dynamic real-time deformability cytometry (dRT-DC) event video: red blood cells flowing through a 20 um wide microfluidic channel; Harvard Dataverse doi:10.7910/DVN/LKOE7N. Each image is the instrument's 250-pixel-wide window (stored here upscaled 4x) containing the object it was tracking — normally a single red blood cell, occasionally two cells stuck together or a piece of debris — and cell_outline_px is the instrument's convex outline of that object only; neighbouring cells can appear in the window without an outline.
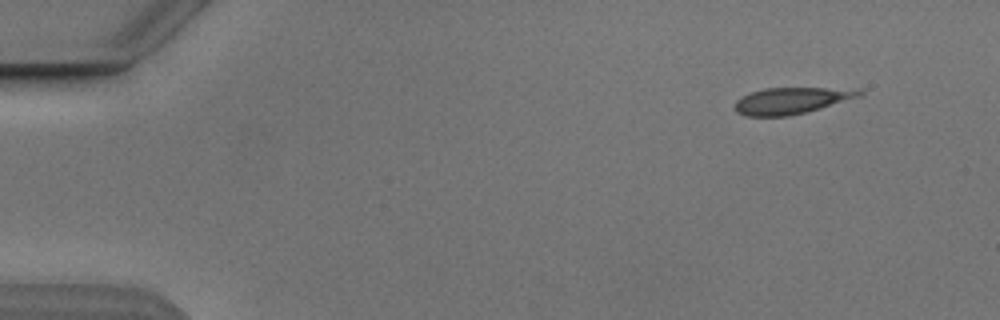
{"species": "Egyptian fruit bat (a non-hibernating species)", "species_latin": "Rousettus aegyptiacus", "temperature_condition": "cold", "stored_images_in_passage": 5, "camera_frame_rate_fps": 3000, "um_per_image_px": 0.085, "animal": {"sex": "male"}, "frame": {"image": 1, "passage_image": 1, "time_ms": 0.0, "image_size_px": [1000, 320], "cell_outline_px": [[864, 96], [808, 112], [788, 116], [744, 116], [736, 112], [732, 108], [736, 100], [752, 92], [764, 88], [860, 88], [864, 92]], "centroid_in_image_um": [67.34, 8.55], "position_along_channel_um": 17.7, "area_um2": 19.65}}